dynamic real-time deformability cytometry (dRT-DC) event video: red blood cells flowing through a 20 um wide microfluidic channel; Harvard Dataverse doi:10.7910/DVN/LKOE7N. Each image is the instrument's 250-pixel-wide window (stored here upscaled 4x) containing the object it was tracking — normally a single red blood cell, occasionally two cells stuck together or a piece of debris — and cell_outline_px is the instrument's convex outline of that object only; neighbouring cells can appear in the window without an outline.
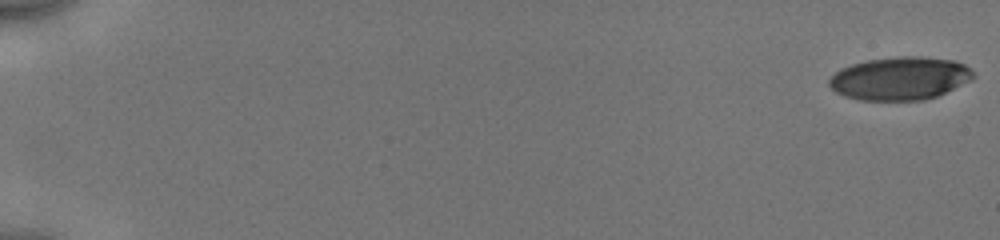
{"species": "human", "species_latin": "Homo sapiens", "temperature_condition": "cold", "stored_images_in_passage": 54, "camera_frame_rate_fps": 3000, "um_per_image_px": 0.085, "donor": {"sex": "male"}, "frame": {"image": 1, "passage_image": 1, "time_ms": 0.0, "image_size_px": [1000, 240], "cell_outline_px": [[972, 76], [968, 80], [936, 96], [924, 100], [860, 100], [844, 96], [836, 92], [828, 84], [828, 80], [840, 68], [852, 64], [868, 60], [900, 56], [916, 56], [956, 60], [964, 64], [972, 72]], "centroid_in_image_um": [76.43, 6.66], "position_along_channel_um": 8.6, "area_um2": 35.72}}
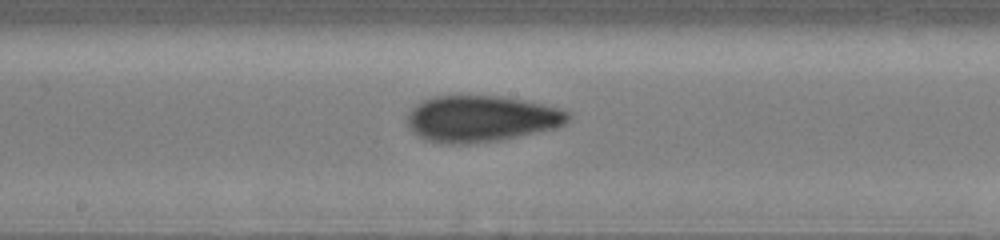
{"frame": {"image": 2, "passage_image": 31, "time_ms": 10.0, "image_size_px": [1000, 240], "cell_outline_px": [[572, 112], [568, 120], [564, 124], [556, 128], [496, 140], [424, 140], [412, 132], [408, 128], [408, 112], [416, 104], [432, 96], [500, 96], [524, 100], [544, 104], [560, 108]], "centroid_in_image_um": [40.94, 10.02], "position_along_channel_um": 207.3, "area_um2": 42.14}}
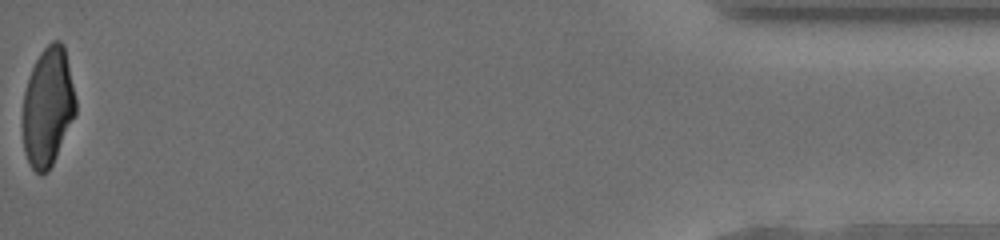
{"frame": {"image": 3, "passage_image": 54, "time_ms": 17.667, "image_size_px": [1000, 240], "cell_outline_px": [[76, 112], [56, 156], [48, 172], [36, 172], [32, 168], [24, 152], [24, 92], [32, 68], [40, 52], [52, 40], [60, 40], [64, 44], [76, 100]], "centroid_in_image_um": [4.08, 9.04], "position_along_channel_um": 431.1, "area_um2": 36.07}, "authors_computed_cell_mechanics": {"area_um2": 39.6797, "velocity_mm_per_s": 3.9706, "shape_relaxation_time_tau1_ms": 6.8042, "shape_relaxation_time_tau2_ms": 1.8501, "deformation_change_tau1": 0.1949, "deformation_change_tau2": 0.0858}}